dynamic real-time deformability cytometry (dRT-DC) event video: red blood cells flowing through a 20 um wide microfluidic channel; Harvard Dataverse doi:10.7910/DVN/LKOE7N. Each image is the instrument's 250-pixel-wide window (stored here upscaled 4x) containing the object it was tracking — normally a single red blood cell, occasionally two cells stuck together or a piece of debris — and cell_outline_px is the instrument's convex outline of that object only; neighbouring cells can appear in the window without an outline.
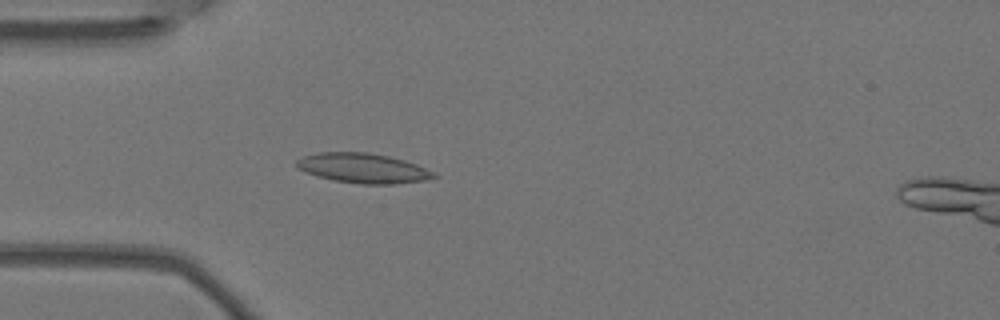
{"species": "Egyptian fruit bat (a non-hibernating species)", "species_latin": "Rousettus aegyptiacus", "temperature_condition": "warm", "stored_images_in_passage": 5, "camera_frame_rate_fps": 3000, "um_per_image_px": 0.085, "animal": {"sex": "female"}, "frame": {"image": 1, "passage_image": 5, "time_ms": 1.333, "image_size_px": [1000, 320], "cell_outline_px": [[440, 176], [424, 180], [396, 184], [360, 184], [332, 180], [316, 176], [304, 172], [296, 168], [296, 160], [304, 156], [320, 152], [368, 152], [388, 156], [404, 160], [416, 164], [436, 172]], "centroid_in_image_um": [30.86, 14.3], "position_along_channel_um": 54.1, "area_um2": 24.04}}